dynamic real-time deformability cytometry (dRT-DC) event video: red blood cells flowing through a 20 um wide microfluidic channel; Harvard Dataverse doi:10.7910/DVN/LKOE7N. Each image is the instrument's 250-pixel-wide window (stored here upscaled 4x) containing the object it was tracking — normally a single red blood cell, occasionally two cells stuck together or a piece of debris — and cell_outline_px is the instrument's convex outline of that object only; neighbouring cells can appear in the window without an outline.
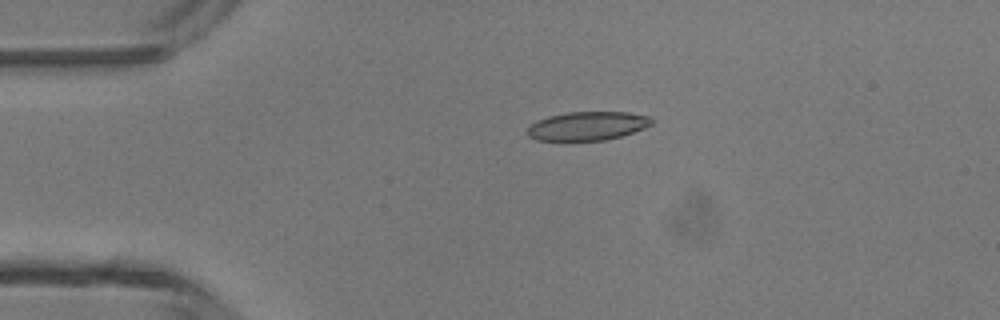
{"species": "common noctule bat (a hibernating species)", "species_latin": "Nyctalus noctula", "temperature_condition": "room temperature", "stored_images_in_passage": 4, "camera_frame_rate_fps": 3000, "um_per_image_px": 0.085, "animal": {"sex": "male", "body_mass_g": 13.3}, "frame": {"image": 1, "passage_image": 3, "time_ms": 2.333, "image_size_px": [1000, 320], "cell_outline_px": [[652, 124], [644, 128], [620, 136], [604, 140], [568, 144], [536, 140], [528, 136], [528, 128], [536, 120], [548, 116], [568, 112], [628, 112], [652, 116]], "centroid_in_image_um": [49.88, 10.75], "position_along_channel_um": 35.1, "area_um2": 21.68}}